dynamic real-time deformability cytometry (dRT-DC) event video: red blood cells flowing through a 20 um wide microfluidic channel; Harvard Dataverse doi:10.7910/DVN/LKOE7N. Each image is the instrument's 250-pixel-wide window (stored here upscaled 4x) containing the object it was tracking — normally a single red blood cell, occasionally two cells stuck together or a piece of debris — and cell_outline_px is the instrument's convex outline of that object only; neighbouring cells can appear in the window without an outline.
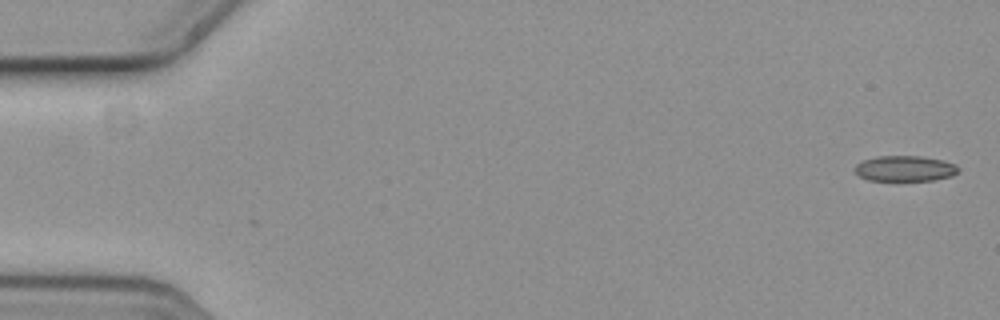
{"species": "common noctule bat (a hibernating species)", "species_latin": "Nyctalus noctula", "temperature_condition": "cold", "stored_images_in_passage": 2, "camera_frame_rate_fps": 3000, "um_per_image_px": 0.085, "animal": {"sex": "female", "body_mass_g": 19.3, "forearm_length_mm": 54.1}, "frame": {"image": 1, "passage_image": 2, "time_ms": 0.333, "image_size_px": [1000, 320], "cell_outline_px": [[960, 172], [952, 176], [932, 180], [868, 180], [860, 176], [856, 172], [856, 164], [864, 160], [876, 156], [920, 156], [944, 160], [956, 164], [960, 168]], "centroid_in_image_um": [76.98, 14.31], "position_along_channel_um": 8.0, "area_um2": 15.43}}